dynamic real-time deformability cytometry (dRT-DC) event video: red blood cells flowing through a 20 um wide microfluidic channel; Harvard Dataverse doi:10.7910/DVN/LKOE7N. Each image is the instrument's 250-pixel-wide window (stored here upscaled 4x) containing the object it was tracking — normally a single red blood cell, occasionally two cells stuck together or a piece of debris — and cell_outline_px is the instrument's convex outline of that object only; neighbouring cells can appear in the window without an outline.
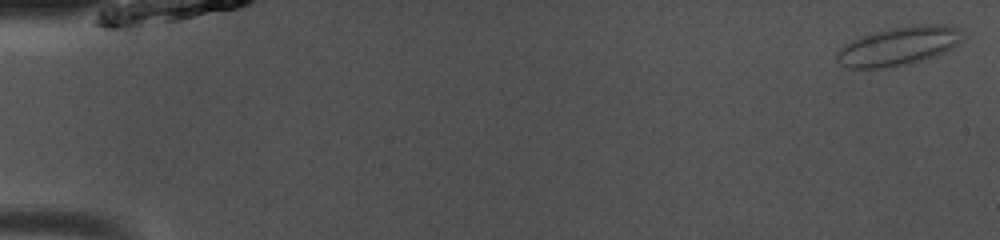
{"species": "common noctule bat (a hibernating species)", "species_latin": "Nyctalus noctula", "temperature_condition": "room temperature", "stored_images_in_passage": 7, "camera_frame_rate_fps": 3000, "um_per_image_px": 0.085, "animal": {"sex": "male", "body_mass_g": 13.0, "forearm_length_mm": 53.1}, "frame": {"image": 1, "passage_image": 1, "time_ms": 0.0, "image_size_px": [1000, 240], "cell_outline_px": [[964, 40], [944, 52], [936, 56], [912, 64], [880, 68], [848, 68], [840, 64], [836, 60], [836, 52], [840, 48], [864, 36], [888, 28], [912, 24], [948, 24], [960, 28]], "centroid_in_image_um": [76.45, 3.91], "position_along_channel_um": 8.5, "area_um2": 28.5}}